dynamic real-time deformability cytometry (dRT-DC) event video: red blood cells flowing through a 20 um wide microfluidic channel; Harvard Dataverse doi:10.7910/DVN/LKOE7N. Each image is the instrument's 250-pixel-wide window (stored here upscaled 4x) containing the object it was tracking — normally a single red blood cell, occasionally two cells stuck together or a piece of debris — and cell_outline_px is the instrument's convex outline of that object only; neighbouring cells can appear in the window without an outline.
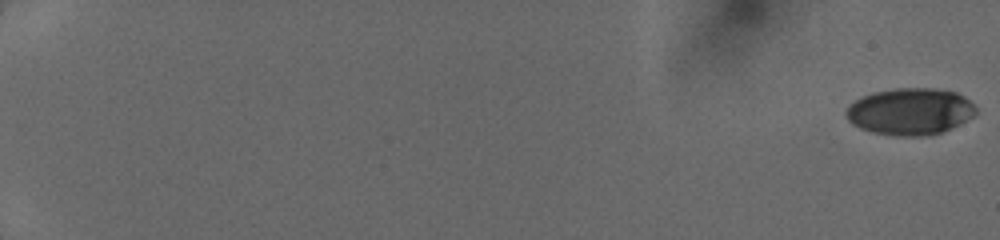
{"species": "human", "species_latin": "Homo sapiens", "temperature_condition": "cold", "stored_images_in_passage": 25, "camera_frame_rate_fps": 3000, "um_per_image_px": 0.085, "donor": {"sex": "female"}, "frame": {"image": 1, "passage_image": 1, "time_ms": 0.0, "image_size_px": [1000, 240], "cell_outline_px": [[976, 112], [972, 116], [960, 124], [944, 132], [924, 136], [904, 136], [872, 132], [860, 128], [852, 124], [848, 120], [844, 112], [856, 100], [864, 96], [876, 92], [896, 88], [932, 88], [956, 92], [964, 96], [976, 108]], "centroid_in_image_um": [77.37, 9.48], "position_along_channel_um": 7.6, "area_um2": 35.14}}
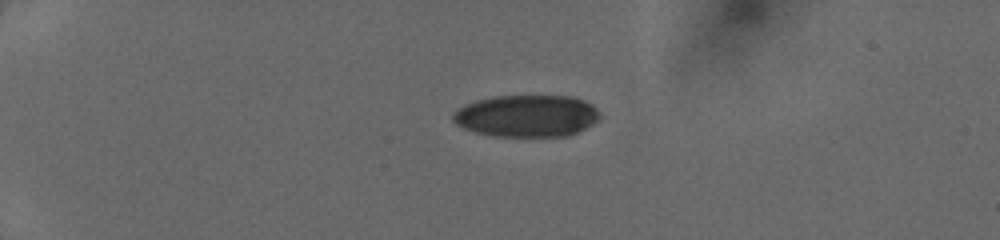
{"frame": {"image": 2, "passage_image": 17, "time_ms": 4.667, "image_size_px": [1000, 240], "cell_outline_px": [[600, 116], [592, 124], [568, 136], [492, 136], [476, 132], [464, 128], [456, 124], [452, 120], [452, 112], [456, 108], [464, 104], [476, 100], [492, 96], [572, 96], [584, 100], [592, 104], [600, 112]], "centroid_in_image_um": [44.73, 9.84], "position_along_channel_um": 40.3, "area_um2": 36.13}}